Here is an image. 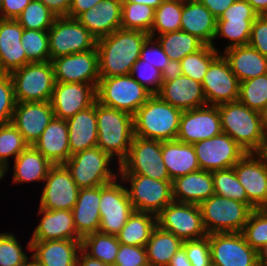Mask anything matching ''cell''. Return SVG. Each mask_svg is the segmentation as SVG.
<instances>
[{
  "mask_svg": "<svg viewBox=\"0 0 267 266\" xmlns=\"http://www.w3.org/2000/svg\"><path fill=\"white\" fill-rule=\"evenodd\" d=\"M156 226L157 216L134 211L116 237L120 244L145 247Z\"/></svg>",
  "mask_w": 267,
  "mask_h": 266,
  "instance_id": "38",
  "label": "cell"
},
{
  "mask_svg": "<svg viewBox=\"0 0 267 266\" xmlns=\"http://www.w3.org/2000/svg\"><path fill=\"white\" fill-rule=\"evenodd\" d=\"M149 266L145 247L120 244L114 266Z\"/></svg>",
  "mask_w": 267,
  "mask_h": 266,
  "instance_id": "54",
  "label": "cell"
},
{
  "mask_svg": "<svg viewBox=\"0 0 267 266\" xmlns=\"http://www.w3.org/2000/svg\"><path fill=\"white\" fill-rule=\"evenodd\" d=\"M222 54L240 82L267 74V57L249 44L228 48Z\"/></svg>",
  "mask_w": 267,
  "mask_h": 266,
  "instance_id": "35",
  "label": "cell"
},
{
  "mask_svg": "<svg viewBox=\"0 0 267 266\" xmlns=\"http://www.w3.org/2000/svg\"><path fill=\"white\" fill-rule=\"evenodd\" d=\"M130 75L153 94H156L161 88L162 71L152 66L148 61L139 59L133 65Z\"/></svg>",
  "mask_w": 267,
  "mask_h": 266,
  "instance_id": "51",
  "label": "cell"
},
{
  "mask_svg": "<svg viewBox=\"0 0 267 266\" xmlns=\"http://www.w3.org/2000/svg\"><path fill=\"white\" fill-rule=\"evenodd\" d=\"M149 37L143 31L120 28L98 39L99 76L130 75L133 65L140 59L142 45Z\"/></svg>",
  "mask_w": 267,
  "mask_h": 266,
  "instance_id": "1",
  "label": "cell"
},
{
  "mask_svg": "<svg viewBox=\"0 0 267 266\" xmlns=\"http://www.w3.org/2000/svg\"><path fill=\"white\" fill-rule=\"evenodd\" d=\"M26 266H39V265H37L33 260H30V261L26 264Z\"/></svg>",
  "mask_w": 267,
  "mask_h": 266,
  "instance_id": "70",
  "label": "cell"
},
{
  "mask_svg": "<svg viewBox=\"0 0 267 266\" xmlns=\"http://www.w3.org/2000/svg\"><path fill=\"white\" fill-rule=\"evenodd\" d=\"M21 43L30 62L50 61L48 31L24 29Z\"/></svg>",
  "mask_w": 267,
  "mask_h": 266,
  "instance_id": "50",
  "label": "cell"
},
{
  "mask_svg": "<svg viewBox=\"0 0 267 266\" xmlns=\"http://www.w3.org/2000/svg\"><path fill=\"white\" fill-rule=\"evenodd\" d=\"M56 82L98 85L99 62L97 48L53 59Z\"/></svg>",
  "mask_w": 267,
  "mask_h": 266,
  "instance_id": "20",
  "label": "cell"
},
{
  "mask_svg": "<svg viewBox=\"0 0 267 266\" xmlns=\"http://www.w3.org/2000/svg\"><path fill=\"white\" fill-rule=\"evenodd\" d=\"M261 154L266 158L267 160V137H266V141H265V146L263 151L261 152Z\"/></svg>",
  "mask_w": 267,
  "mask_h": 266,
  "instance_id": "68",
  "label": "cell"
},
{
  "mask_svg": "<svg viewBox=\"0 0 267 266\" xmlns=\"http://www.w3.org/2000/svg\"><path fill=\"white\" fill-rule=\"evenodd\" d=\"M161 150L163 162L171 181L177 177L200 170L192 144L178 140L162 141Z\"/></svg>",
  "mask_w": 267,
  "mask_h": 266,
  "instance_id": "36",
  "label": "cell"
},
{
  "mask_svg": "<svg viewBox=\"0 0 267 266\" xmlns=\"http://www.w3.org/2000/svg\"><path fill=\"white\" fill-rule=\"evenodd\" d=\"M32 0H0V19H16Z\"/></svg>",
  "mask_w": 267,
  "mask_h": 266,
  "instance_id": "57",
  "label": "cell"
},
{
  "mask_svg": "<svg viewBox=\"0 0 267 266\" xmlns=\"http://www.w3.org/2000/svg\"><path fill=\"white\" fill-rule=\"evenodd\" d=\"M199 207L207 234L242 232L252 212L247 204L216 194Z\"/></svg>",
  "mask_w": 267,
  "mask_h": 266,
  "instance_id": "7",
  "label": "cell"
},
{
  "mask_svg": "<svg viewBox=\"0 0 267 266\" xmlns=\"http://www.w3.org/2000/svg\"><path fill=\"white\" fill-rule=\"evenodd\" d=\"M76 19L98 40L121 28L122 1L102 0Z\"/></svg>",
  "mask_w": 267,
  "mask_h": 266,
  "instance_id": "27",
  "label": "cell"
},
{
  "mask_svg": "<svg viewBox=\"0 0 267 266\" xmlns=\"http://www.w3.org/2000/svg\"><path fill=\"white\" fill-rule=\"evenodd\" d=\"M222 131L247 153H261L265 146L262 113L249 109L239 101L217 105Z\"/></svg>",
  "mask_w": 267,
  "mask_h": 266,
  "instance_id": "2",
  "label": "cell"
},
{
  "mask_svg": "<svg viewBox=\"0 0 267 266\" xmlns=\"http://www.w3.org/2000/svg\"><path fill=\"white\" fill-rule=\"evenodd\" d=\"M233 168L248 201L256 209L267 208L266 158L261 153H246Z\"/></svg>",
  "mask_w": 267,
  "mask_h": 266,
  "instance_id": "19",
  "label": "cell"
},
{
  "mask_svg": "<svg viewBox=\"0 0 267 266\" xmlns=\"http://www.w3.org/2000/svg\"><path fill=\"white\" fill-rule=\"evenodd\" d=\"M26 243L25 248H23L16 234L9 230L6 233L1 231L0 266H26L31 260V254H29L31 252V240L29 239Z\"/></svg>",
  "mask_w": 267,
  "mask_h": 266,
  "instance_id": "42",
  "label": "cell"
},
{
  "mask_svg": "<svg viewBox=\"0 0 267 266\" xmlns=\"http://www.w3.org/2000/svg\"><path fill=\"white\" fill-rule=\"evenodd\" d=\"M12 165V168L10 166L5 168L4 178H6L12 170L11 183L18 186H21V184L25 185L26 183L29 185H32L31 183H41L43 185L49 170L53 166V164L32 145H29L23 150L13 160Z\"/></svg>",
  "mask_w": 267,
  "mask_h": 266,
  "instance_id": "26",
  "label": "cell"
},
{
  "mask_svg": "<svg viewBox=\"0 0 267 266\" xmlns=\"http://www.w3.org/2000/svg\"><path fill=\"white\" fill-rule=\"evenodd\" d=\"M42 2L57 17H67L71 0H37Z\"/></svg>",
  "mask_w": 267,
  "mask_h": 266,
  "instance_id": "58",
  "label": "cell"
},
{
  "mask_svg": "<svg viewBox=\"0 0 267 266\" xmlns=\"http://www.w3.org/2000/svg\"><path fill=\"white\" fill-rule=\"evenodd\" d=\"M262 115H263L264 132L267 136V109L262 113Z\"/></svg>",
  "mask_w": 267,
  "mask_h": 266,
  "instance_id": "67",
  "label": "cell"
},
{
  "mask_svg": "<svg viewBox=\"0 0 267 266\" xmlns=\"http://www.w3.org/2000/svg\"><path fill=\"white\" fill-rule=\"evenodd\" d=\"M259 15L246 0H236L217 19L215 37L212 47L218 52L235 47L248 45L251 36L252 24ZM224 39L229 42L222 50L217 48L216 40Z\"/></svg>",
  "mask_w": 267,
  "mask_h": 266,
  "instance_id": "10",
  "label": "cell"
},
{
  "mask_svg": "<svg viewBox=\"0 0 267 266\" xmlns=\"http://www.w3.org/2000/svg\"><path fill=\"white\" fill-rule=\"evenodd\" d=\"M222 132L218 107L205 105L182 112L176 140L194 144L215 137Z\"/></svg>",
  "mask_w": 267,
  "mask_h": 266,
  "instance_id": "21",
  "label": "cell"
},
{
  "mask_svg": "<svg viewBox=\"0 0 267 266\" xmlns=\"http://www.w3.org/2000/svg\"><path fill=\"white\" fill-rule=\"evenodd\" d=\"M161 142L134 136L128 156L119 165V174H141L155 180H171L163 162Z\"/></svg>",
  "mask_w": 267,
  "mask_h": 266,
  "instance_id": "12",
  "label": "cell"
},
{
  "mask_svg": "<svg viewBox=\"0 0 267 266\" xmlns=\"http://www.w3.org/2000/svg\"><path fill=\"white\" fill-rule=\"evenodd\" d=\"M81 240L31 241V260L39 266H77Z\"/></svg>",
  "mask_w": 267,
  "mask_h": 266,
  "instance_id": "29",
  "label": "cell"
},
{
  "mask_svg": "<svg viewBox=\"0 0 267 266\" xmlns=\"http://www.w3.org/2000/svg\"><path fill=\"white\" fill-rule=\"evenodd\" d=\"M114 162L95 146L70 156L64 165L79 188H94L108 184L119 176V164Z\"/></svg>",
  "mask_w": 267,
  "mask_h": 266,
  "instance_id": "5",
  "label": "cell"
},
{
  "mask_svg": "<svg viewBox=\"0 0 267 266\" xmlns=\"http://www.w3.org/2000/svg\"><path fill=\"white\" fill-rule=\"evenodd\" d=\"M4 178V170L0 167V183L3 181Z\"/></svg>",
  "mask_w": 267,
  "mask_h": 266,
  "instance_id": "69",
  "label": "cell"
},
{
  "mask_svg": "<svg viewBox=\"0 0 267 266\" xmlns=\"http://www.w3.org/2000/svg\"><path fill=\"white\" fill-rule=\"evenodd\" d=\"M214 194L210 171L200 169L172 181L173 201L200 205Z\"/></svg>",
  "mask_w": 267,
  "mask_h": 266,
  "instance_id": "31",
  "label": "cell"
},
{
  "mask_svg": "<svg viewBox=\"0 0 267 266\" xmlns=\"http://www.w3.org/2000/svg\"><path fill=\"white\" fill-rule=\"evenodd\" d=\"M155 39L169 60L176 61H181L185 56L200 50L205 45L197 37L182 30L157 35Z\"/></svg>",
  "mask_w": 267,
  "mask_h": 266,
  "instance_id": "39",
  "label": "cell"
},
{
  "mask_svg": "<svg viewBox=\"0 0 267 266\" xmlns=\"http://www.w3.org/2000/svg\"><path fill=\"white\" fill-rule=\"evenodd\" d=\"M32 146L53 165L64 164L71 156L67 121L54 117Z\"/></svg>",
  "mask_w": 267,
  "mask_h": 266,
  "instance_id": "32",
  "label": "cell"
},
{
  "mask_svg": "<svg viewBox=\"0 0 267 266\" xmlns=\"http://www.w3.org/2000/svg\"><path fill=\"white\" fill-rule=\"evenodd\" d=\"M238 101L263 113L267 109V74L240 82Z\"/></svg>",
  "mask_w": 267,
  "mask_h": 266,
  "instance_id": "45",
  "label": "cell"
},
{
  "mask_svg": "<svg viewBox=\"0 0 267 266\" xmlns=\"http://www.w3.org/2000/svg\"><path fill=\"white\" fill-rule=\"evenodd\" d=\"M157 225L182 241L206 237L199 205L170 202L158 215Z\"/></svg>",
  "mask_w": 267,
  "mask_h": 266,
  "instance_id": "14",
  "label": "cell"
},
{
  "mask_svg": "<svg viewBox=\"0 0 267 266\" xmlns=\"http://www.w3.org/2000/svg\"><path fill=\"white\" fill-rule=\"evenodd\" d=\"M16 100L14 86L9 74L0 75V126L11 122Z\"/></svg>",
  "mask_w": 267,
  "mask_h": 266,
  "instance_id": "52",
  "label": "cell"
},
{
  "mask_svg": "<svg viewBox=\"0 0 267 266\" xmlns=\"http://www.w3.org/2000/svg\"><path fill=\"white\" fill-rule=\"evenodd\" d=\"M183 76L180 61L169 60L168 65L162 70V81H172Z\"/></svg>",
  "mask_w": 267,
  "mask_h": 266,
  "instance_id": "61",
  "label": "cell"
},
{
  "mask_svg": "<svg viewBox=\"0 0 267 266\" xmlns=\"http://www.w3.org/2000/svg\"><path fill=\"white\" fill-rule=\"evenodd\" d=\"M192 145L200 169L210 172L232 168L247 153L236 141L223 132Z\"/></svg>",
  "mask_w": 267,
  "mask_h": 266,
  "instance_id": "16",
  "label": "cell"
},
{
  "mask_svg": "<svg viewBox=\"0 0 267 266\" xmlns=\"http://www.w3.org/2000/svg\"><path fill=\"white\" fill-rule=\"evenodd\" d=\"M97 146L119 165L126 159L134 137L133 115L96 101Z\"/></svg>",
  "mask_w": 267,
  "mask_h": 266,
  "instance_id": "3",
  "label": "cell"
},
{
  "mask_svg": "<svg viewBox=\"0 0 267 266\" xmlns=\"http://www.w3.org/2000/svg\"><path fill=\"white\" fill-rule=\"evenodd\" d=\"M28 146L29 144L24 140L22 134L11 122L1 125L0 167L5 170L12 164L10 159L14 160Z\"/></svg>",
  "mask_w": 267,
  "mask_h": 266,
  "instance_id": "46",
  "label": "cell"
},
{
  "mask_svg": "<svg viewBox=\"0 0 267 266\" xmlns=\"http://www.w3.org/2000/svg\"><path fill=\"white\" fill-rule=\"evenodd\" d=\"M141 61H148L162 71L169 63V57L155 38L149 37L141 48Z\"/></svg>",
  "mask_w": 267,
  "mask_h": 266,
  "instance_id": "55",
  "label": "cell"
},
{
  "mask_svg": "<svg viewBox=\"0 0 267 266\" xmlns=\"http://www.w3.org/2000/svg\"><path fill=\"white\" fill-rule=\"evenodd\" d=\"M182 243L180 238L157 225L145 245L149 266H168L174 254L182 247Z\"/></svg>",
  "mask_w": 267,
  "mask_h": 266,
  "instance_id": "37",
  "label": "cell"
},
{
  "mask_svg": "<svg viewBox=\"0 0 267 266\" xmlns=\"http://www.w3.org/2000/svg\"><path fill=\"white\" fill-rule=\"evenodd\" d=\"M102 0H71L68 18L76 19L81 13L97 6Z\"/></svg>",
  "mask_w": 267,
  "mask_h": 266,
  "instance_id": "59",
  "label": "cell"
},
{
  "mask_svg": "<svg viewBox=\"0 0 267 266\" xmlns=\"http://www.w3.org/2000/svg\"><path fill=\"white\" fill-rule=\"evenodd\" d=\"M242 234L259 254L263 251L267 246V208L252 210Z\"/></svg>",
  "mask_w": 267,
  "mask_h": 266,
  "instance_id": "49",
  "label": "cell"
},
{
  "mask_svg": "<svg viewBox=\"0 0 267 266\" xmlns=\"http://www.w3.org/2000/svg\"><path fill=\"white\" fill-rule=\"evenodd\" d=\"M56 18L42 2L32 0L15 20L24 29L48 31Z\"/></svg>",
  "mask_w": 267,
  "mask_h": 266,
  "instance_id": "48",
  "label": "cell"
},
{
  "mask_svg": "<svg viewBox=\"0 0 267 266\" xmlns=\"http://www.w3.org/2000/svg\"><path fill=\"white\" fill-rule=\"evenodd\" d=\"M168 266H192L183 246L174 254Z\"/></svg>",
  "mask_w": 267,
  "mask_h": 266,
  "instance_id": "63",
  "label": "cell"
},
{
  "mask_svg": "<svg viewBox=\"0 0 267 266\" xmlns=\"http://www.w3.org/2000/svg\"><path fill=\"white\" fill-rule=\"evenodd\" d=\"M9 75L16 102L50 101L56 83L51 61L29 62Z\"/></svg>",
  "mask_w": 267,
  "mask_h": 266,
  "instance_id": "8",
  "label": "cell"
},
{
  "mask_svg": "<svg viewBox=\"0 0 267 266\" xmlns=\"http://www.w3.org/2000/svg\"><path fill=\"white\" fill-rule=\"evenodd\" d=\"M119 177L124 182L131 205L137 212L157 216L173 201L171 180H155L141 174H119Z\"/></svg>",
  "mask_w": 267,
  "mask_h": 266,
  "instance_id": "9",
  "label": "cell"
},
{
  "mask_svg": "<svg viewBox=\"0 0 267 266\" xmlns=\"http://www.w3.org/2000/svg\"><path fill=\"white\" fill-rule=\"evenodd\" d=\"M208 266H218V265H215V264H213V263L211 262Z\"/></svg>",
  "mask_w": 267,
  "mask_h": 266,
  "instance_id": "71",
  "label": "cell"
},
{
  "mask_svg": "<svg viewBox=\"0 0 267 266\" xmlns=\"http://www.w3.org/2000/svg\"><path fill=\"white\" fill-rule=\"evenodd\" d=\"M182 246L192 266H208L211 260L209 237L183 241Z\"/></svg>",
  "mask_w": 267,
  "mask_h": 266,
  "instance_id": "53",
  "label": "cell"
},
{
  "mask_svg": "<svg viewBox=\"0 0 267 266\" xmlns=\"http://www.w3.org/2000/svg\"><path fill=\"white\" fill-rule=\"evenodd\" d=\"M214 192L216 195L233 199L247 204L252 210L256 209L249 201L245 189L237 179L234 168L212 172Z\"/></svg>",
  "mask_w": 267,
  "mask_h": 266,
  "instance_id": "43",
  "label": "cell"
},
{
  "mask_svg": "<svg viewBox=\"0 0 267 266\" xmlns=\"http://www.w3.org/2000/svg\"><path fill=\"white\" fill-rule=\"evenodd\" d=\"M155 9L140 3L122 2L121 29L139 30L150 34Z\"/></svg>",
  "mask_w": 267,
  "mask_h": 266,
  "instance_id": "44",
  "label": "cell"
},
{
  "mask_svg": "<svg viewBox=\"0 0 267 266\" xmlns=\"http://www.w3.org/2000/svg\"><path fill=\"white\" fill-rule=\"evenodd\" d=\"M77 266H110V265L87 255L81 249L77 258Z\"/></svg>",
  "mask_w": 267,
  "mask_h": 266,
  "instance_id": "62",
  "label": "cell"
},
{
  "mask_svg": "<svg viewBox=\"0 0 267 266\" xmlns=\"http://www.w3.org/2000/svg\"><path fill=\"white\" fill-rule=\"evenodd\" d=\"M201 84L207 105L238 101L240 81L222 53L210 63Z\"/></svg>",
  "mask_w": 267,
  "mask_h": 266,
  "instance_id": "18",
  "label": "cell"
},
{
  "mask_svg": "<svg viewBox=\"0 0 267 266\" xmlns=\"http://www.w3.org/2000/svg\"><path fill=\"white\" fill-rule=\"evenodd\" d=\"M211 260L218 266H261L260 254L242 232L208 234Z\"/></svg>",
  "mask_w": 267,
  "mask_h": 266,
  "instance_id": "15",
  "label": "cell"
},
{
  "mask_svg": "<svg viewBox=\"0 0 267 266\" xmlns=\"http://www.w3.org/2000/svg\"><path fill=\"white\" fill-rule=\"evenodd\" d=\"M120 242L115 235L91 233L81 239V249L89 256L114 266Z\"/></svg>",
  "mask_w": 267,
  "mask_h": 266,
  "instance_id": "40",
  "label": "cell"
},
{
  "mask_svg": "<svg viewBox=\"0 0 267 266\" xmlns=\"http://www.w3.org/2000/svg\"><path fill=\"white\" fill-rule=\"evenodd\" d=\"M96 101V87L85 83L56 82L50 98L54 117L67 120Z\"/></svg>",
  "mask_w": 267,
  "mask_h": 266,
  "instance_id": "22",
  "label": "cell"
},
{
  "mask_svg": "<svg viewBox=\"0 0 267 266\" xmlns=\"http://www.w3.org/2000/svg\"><path fill=\"white\" fill-rule=\"evenodd\" d=\"M218 19L236 0H199Z\"/></svg>",
  "mask_w": 267,
  "mask_h": 266,
  "instance_id": "60",
  "label": "cell"
},
{
  "mask_svg": "<svg viewBox=\"0 0 267 266\" xmlns=\"http://www.w3.org/2000/svg\"><path fill=\"white\" fill-rule=\"evenodd\" d=\"M182 112L153 94L133 115L134 136L158 141L176 140Z\"/></svg>",
  "mask_w": 267,
  "mask_h": 266,
  "instance_id": "4",
  "label": "cell"
},
{
  "mask_svg": "<svg viewBox=\"0 0 267 266\" xmlns=\"http://www.w3.org/2000/svg\"><path fill=\"white\" fill-rule=\"evenodd\" d=\"M39 207L45 210H72L80 188L64 164L53 165L44 180Z\"/></svg>",
  "mask_w": 267,
  "mask_h": 266,
  "instance_id": "17",
  "label": "cell"
},
{
  "mask_svg": "<svg viewBox=\"0 0 267 266\" xmlns=\"http://www.w3.org/2000/svg\"><path fill=\"white\" fill-rule=\"evenodd\" d=\"M121 1L145 4L156 9L164 0H121Z\"/></svg>",
  "mask_w": 267,
  "mask_h": 266,
  "instance_id": "65",
  "label": "cell"
},
{
  "mask_svg": "<svg viewBox=\"0 0 267 266\" xmlns=\"http://www.w3.org/2000/svg\"><path fill=\"white\" fill-rule=\"evenodd\" d=\"M153 95L131 75L100 77L96 87V101L134 115Z\"/></svg>",
  "mask_w": 267,
  "mask_h": 266,
  "instance_id": "6",
  "label": "cell"
},
{
  "mask_svg": "<svg viewBox=\"0 0 267 266\" xmlns=\"http://www.w3.org/2000/svg\"><path fill=\"white\" fill-rule=\"evenodd\" d=\"M156 94L182 111L207 105L202 84L184 75L172 81H162Z\"/></svg>",
  "mask_w": 267,
  "mask_h": 266,
  "instance_id": "28",
  "label": "cell"
},
{
  "mask_svg": "<svg viewBox=\"0 0 267 266\" xmlns=\"http://www.w3.org/2000/svg\"><path fill=\"white\" fill-rule=\"evenodd\" d=\"M258 15H267V0H246Z\"/></svg>",
  "mask_w": 267,
  "mask_h": 266,
  "instance_id": "64",
  "label": "cell"
},
{
  "mask_svg": "<svg viewBox=\"0 0 267 266\" xmlns=\"http://www.w3.org/2000/svg\"><path fill=\"white\" fill-rule=\"evenodd\" d=\"M267 261V246L260 253L261 266Z\"/></svg>",
  "mask_w": 267,
  "mask_h": 266,
  "instance_id": "66",
  "label": "cell"
},
{
  "mask_svg": "<svg viewBox=\"0 0 267 266\" xmlns=\"http://www.w3.org/2000/svg\"><path fill=\"white\" fill-rule=\"evenodd\" d=\"M101 186L80 188L76 204L72 211L77 234L83 238L98 232L100 226Z\"/></svg>",
  "mask_w": 267,
  "mask_h": 266,
  "instance_id": "34",
  "label": "cell"
},
{
  "mask_svg": "<svg viewBox=\"0 0 267 266\" xmlns=\"http://www.w3.org/2000/svg\"><path fill=\"white\" fill-rule=\"evenodd\" d=\"M220 54L210 45H204L200 50L188 54L181 61L183 75L202 83L210 63Z\"/></svg>",
  "mask_w": 267,
  "mask_h": 266,
  "instance_id": "47",
  "label": "cell"
},
{
  "mask_svg": "<svg viewBox=\"0 0 267 266\" xmlns=\"http://www.w3.org/2000/svg\"><path fill=\"white\" fill-rule=\"evenodd\" d=\"M24 28L15 19H0V72L10 74L30 61L22 47Z\"/></svg>",
  "mask_w": 267,
  "mask_h": 266,
  "instance_id": "25",
  "label": "cell"
},
{
  "mask_svg": "<svg viewBox=\"0 0 267 266\" xmlns=\"http://www.w3.org/2000/svg\"><path fill=\"white\" fill-rule=\"evenodd\" d=\"M134 211L124 182L119 176L101 186L99 232L116 236Z\"/></svg>",
  "mask_w": 267,
  "mask_h": 266,
  "instance_id": "13",
  "label": "cell"
},
{
  "mask_svg": "<svg viewBox=\"0 0 267 266\" xmlns=\"http://www.w3.org/2000/svg\"><path fill=\"white\" fill-rule=\"evenodd\" d=\"M183 0H164L156 9L149 36L174 32L181 29Z\"/></svg>",
  "mask_w": 267,
  "mask_h": 266,
  "instance_id": "41",
  "label": "cell"
},
{
  "mask_svg": "<svg viewBox=\"0 0 267 266\" xmlns=\"http://www.w3.org/2000/svg\"><path fill=\"white\" fill-rule=\"evenodd\" d=\"M71 156L97 146L96 101L89 108L66 120Z\"/></svg>",
  "mask_w": 267,
  "mask_h": 266,
  "instance_id": "33",
  "label": "cell"
},
{
  "mask_svg": "<svg viewBox=\"0 0 267 266\" xmlns=\"http://www.w3.org/2000/svg\"><path fill=\"white\" fill-rule=\"evenodd\" d=\"M249 45L267 57V15H259L254 20Z\"/></svg>",
  "mask_w": 267,
  "mask_h": 266,
  "instance_id": "56",
  "label": "cell"
},
{
  "mask_svg": "<svg viewBox=\"0 0 267 266\" xmlns=\"http://www.w3.org/2000/svg\"><path fill=\"white\" fill-rule=\"evenodd\" d=\"M50 61L96 48L97 39L77 20L57 17L48 30Z\"/></svg>",
  "mask_w": 267,
  "mask_h": 266,
  "instance_id": "11",
  "label": "cell"
},
{
  "mask_svg": "<svg viewBox=\"0 0 267 266\" xmlns=\"http://www.w3.org/2000/svg\"><path fill=\"white\" fill-rule=\"evenodd\" d=\"M217 18L199 0H183L181 29L212 46Z\"/></svg>",
  "mask_w": 267,
  "mask_h": 266,
  "instance_id": "30",
  "label": "cell"
},
{
  "mask_svg": "<svg viewBox=\"0 0 267 266\" xmlns=\"http://www.w3.org/2000/svg\"><path fill=\"white\" fill-rule=\"evenodd\" d=\"M38 224L32 230L31 241L81 240L77 234L71 210H45L38 206Z\"/></svg>",
  "mask_w": 267,
  "mask_h": 266,
  "instance_id": "24",
  "label": "cell"
},
{
  "mask_svg": "<svg viewBox=\"0 0 267 266\" xmlns=\"http://www.w3.org/2000/svg\"><path fill=\"white\" fill-rule=\"evenodd\" d=\"M53 118L54 111L49 101L16 102L11 123L24 140L33 145Z\"/></svg>",
  "mask_w": 267,
  "mask_h": 266,
  "instance_id": "23",
  "label": "cell"
}]
</instances>
